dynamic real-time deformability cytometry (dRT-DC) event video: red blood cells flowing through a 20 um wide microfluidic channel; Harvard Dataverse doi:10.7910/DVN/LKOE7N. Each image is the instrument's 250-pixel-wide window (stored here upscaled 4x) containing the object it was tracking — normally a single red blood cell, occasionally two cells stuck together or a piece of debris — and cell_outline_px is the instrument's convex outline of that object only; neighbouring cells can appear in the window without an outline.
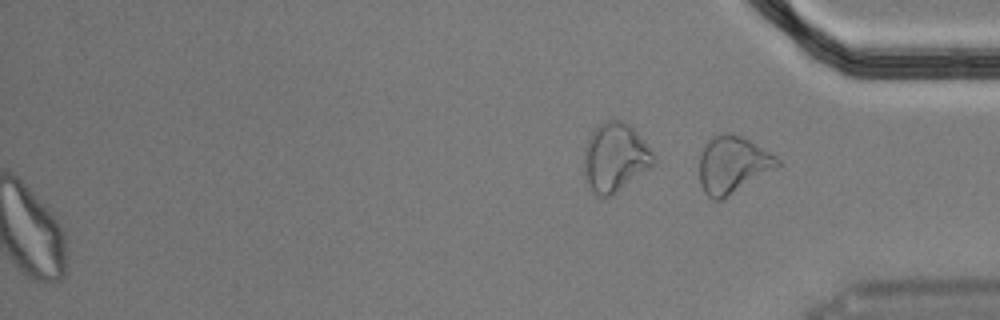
{"species": "Egyptian fruit bat (a non-hibernating species)", "species_latin": "Rousettus aegyptiacus", "temperature_condition": "cold", "stored_images_in_passage": 49, "segment_of_instrument_passage": [2, 2], "camera_frame_rate_fps": 3000, "um_per_image_px": 0.085, "animal": {"sex": "male"}, "frame": {"image": 1, "passage_image": 49, "time_ms": 16.0, "image_size_px": [1000, 320], "cell_outline_px": [[784, 164], [728, 196], [720, 200], [712, 200], [704, 192], [700, 184], [700, 156], [704, 144], [712, 136], [720, 132], [728, 132], [740, 136], [748, 140], [776, 156]], "centroid_in_image_um": [62.27, 13.99], "position_along_channel_um": 372.9, "area_um2": 26.01}}